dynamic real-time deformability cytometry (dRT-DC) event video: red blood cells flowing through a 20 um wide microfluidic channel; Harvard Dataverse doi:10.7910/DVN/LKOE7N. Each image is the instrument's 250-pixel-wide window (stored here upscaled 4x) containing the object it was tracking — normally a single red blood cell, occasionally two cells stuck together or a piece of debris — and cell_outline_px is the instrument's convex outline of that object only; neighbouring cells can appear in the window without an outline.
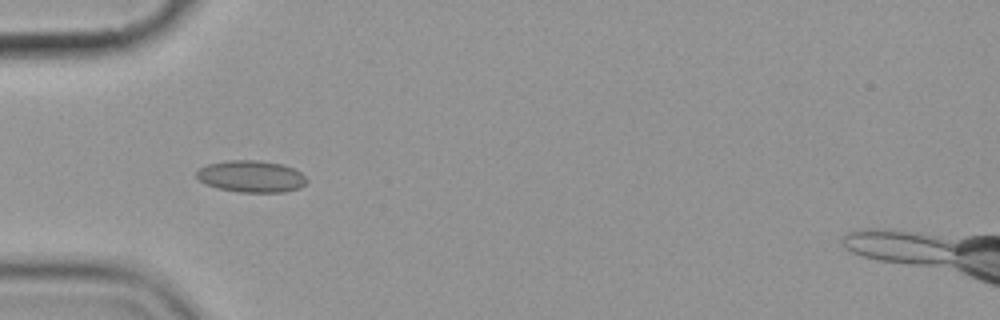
{"species": "common noctule bat (a hibernating species)", "species_latin": "Nyctalus noctula", "temperature_condition": "cold", "stored_images_in_passage": 6, "camera_frame_rate_fps": 3000, "um_per_image_px": 0.085, "animal": {"sex": "female", "body_mass_g": 19.9}, "frame": {"image": 1, "passage_image": 6, "time_ms": 5.667, "image_size_px": [1000, 320], "cell_outline_px": [[308, 180], [300, 188], [284, 192], [240, 192], [216, 188], [204, 184], [196, 176], [196, 172], [200, 168], [208, 164], [228, 160], [256, 160], [284, 164], [300, 172]], "centroid_in_image_um": [21.34, 15.0], "position_along_channel_um": 63.7, "area_um2": 20.46}}